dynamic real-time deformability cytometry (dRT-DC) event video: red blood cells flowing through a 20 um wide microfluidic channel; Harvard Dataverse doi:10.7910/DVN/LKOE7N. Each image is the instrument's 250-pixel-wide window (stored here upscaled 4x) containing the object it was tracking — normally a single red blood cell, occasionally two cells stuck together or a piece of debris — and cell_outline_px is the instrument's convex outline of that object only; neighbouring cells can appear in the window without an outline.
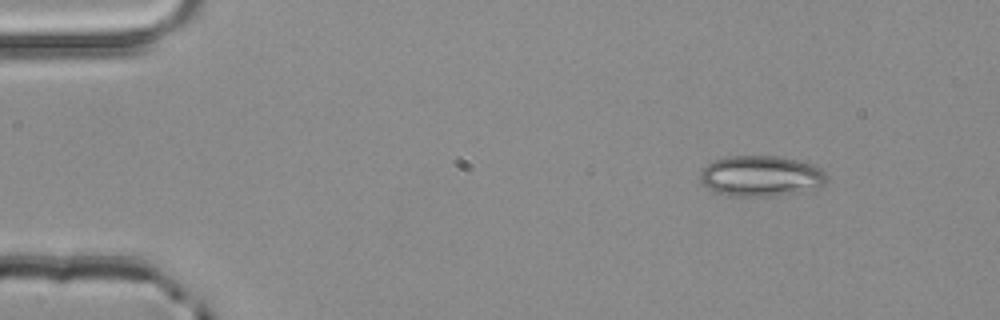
{"species": "common noctule bat (a hibernating species)", "species_latin": "Nyctalus noctula", "temperature_condition": "room temperature", "stored_images_in_passage": 2, "camera_frame_rate_fps": 3000, "um_per_image_px": 0.085, "animal": {"sex": "male", "body_mass_g": 20.4}, "frame": {"image": 1, "passage_image": 1, "time_ms": 0.0, "image_size_px": [1000, 320], "cell_outline_px": [[828, 176], [824, 184], [820, 188], [768, 196], [728, 196], [708, 188], [700, 180], [700, 172], [712, 160], [728, 156], [776, 156], [796, 160], [812, 164], [820, 168]], "centroid_in_image_um": [64.68, 14.95], "position_along_channel_um": 20.3, "area_um2": 29.88}}